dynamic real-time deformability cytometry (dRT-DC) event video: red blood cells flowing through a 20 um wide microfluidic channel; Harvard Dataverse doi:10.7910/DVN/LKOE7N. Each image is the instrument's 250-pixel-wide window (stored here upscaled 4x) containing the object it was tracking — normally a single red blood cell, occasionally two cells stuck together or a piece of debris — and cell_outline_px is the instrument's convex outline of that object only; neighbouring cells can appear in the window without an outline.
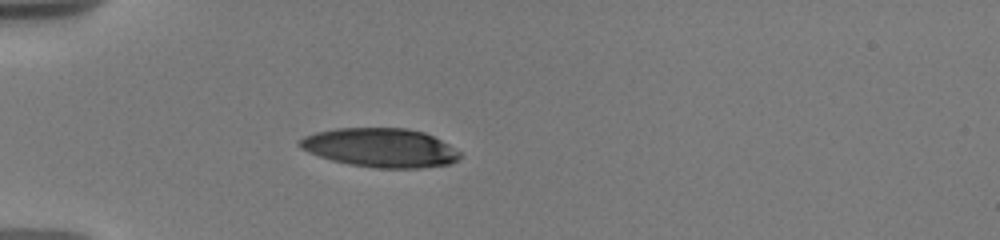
{"species": "human", "species_latin": "Homo sapiens", "temperature_condition": "warm", "stored_images_in_passage": 34, "camera_frame_rate_fps": 3000, "um_per_image_px": 0.085, "donor": {"sex": "male"}, "frame": {"image": 1, "passage_image": 1, "time_ms": 0.0, "image_size_px": [1000, 240], "cell_outline_px": [[460, 156], [456, 160], [448, 164], [420, 168], [376, 168], [348, 164], [332, 160], [308, 152], [300, 148], [296, 144], [304, 136], [316, 132], [336, 128], [408, 128], [424, 132], [448, 144], [460, 152]], "centroid_in_image_um": [32.3, 12.55], "position_along_channel_um": 52.7, "area_um2": 36.3}}
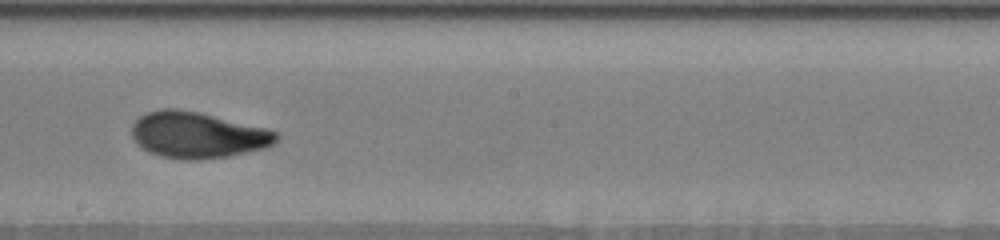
{"frame": {"image": 2, "passage_image": 14, "time_ms": 5.0, "image_size_px": [1000, 240], "cell_outline_px": [[280, 136], [272, 144], [264, 148], [228, 156], [196, 160], [184, 160], [160, 156], [148, 152], [132, 136], [132, 124], [140, 116], [148, 112], [164, 108], [176, 108], [200, 112], [264, 128], [276, 132]], "centroid_in_image_um": [16.77, 11.47], "position_along_channel_um": 231.4, "area_um2": 38.55}}
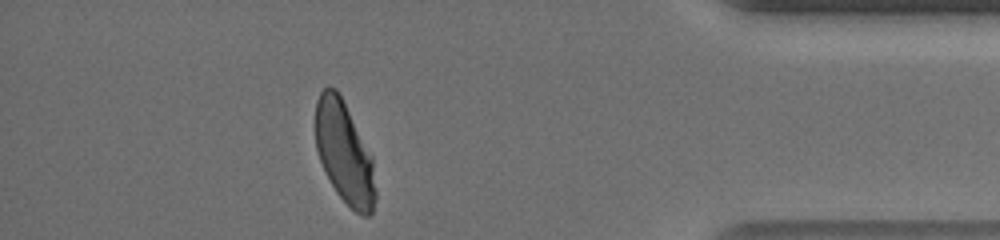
{"frame": {"image": 3, "passage_image": 30, "time_ms": 10.667, "image_size_px": [1000, 240], "cell_outline_px": [[376, 200], [372, 212], [368, 216], [364, 216], [356, 212], [336, 192], [320, 160], [316, 148], [316, 100], [320, 92], [324, 88], [336, 88], [372, 156], [376, 192]], "centroid_in_image_um": [29.28, 13.01], "position_along_channel_um": 405.9, "area_um2": 34.97}, "authors_computed_cell_mechanics": {"area_um2": 37.5989, "velocity_mm_per_s": 3.6461, "shape_relaxation_time_tau1_ms": 2.3372, "shape_relaxation_time_tau2_ms": 0.637, "deformation_change_tau1": 0.1795, "deformation_change_tau2": 0.0636}}